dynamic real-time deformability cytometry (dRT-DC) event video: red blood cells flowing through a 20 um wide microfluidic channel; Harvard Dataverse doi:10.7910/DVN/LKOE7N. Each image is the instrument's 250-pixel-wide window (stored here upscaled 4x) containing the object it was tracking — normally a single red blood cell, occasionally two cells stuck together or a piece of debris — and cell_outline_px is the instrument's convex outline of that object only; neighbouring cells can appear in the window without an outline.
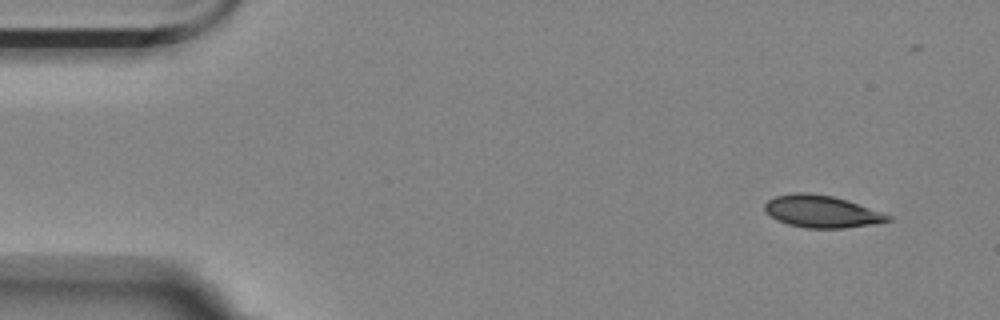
{"species": "Egyptian fruit bat (a non-hibernating species)", "species_latin": "Rousettus aegyptiacus", "temperature_condition": "room temperature", "stored_images_in_passage": 4, "camera_frame_rate_fps": 3000, "um_per_image_px": 0.085, "animal": {"sex": "female"}, "frame": {"image": 1, "passage_image": 1, "time_ms": 0.0, "image_size_px": [1000, 320], "cell_outline_px": [[892, 220], [876, 224], [844, 228], [804, 228], [788, 224], [776, 220], [764, 208], [764, 204], [768, 200], [776, 196], [796, 192], [808, 192], [832, 196], [848, 200], [892, 216]], "centroid_in_image_um": [69.86, 17.98], "position_along_channel_um": 15.1, "area_um2": 23.12}}
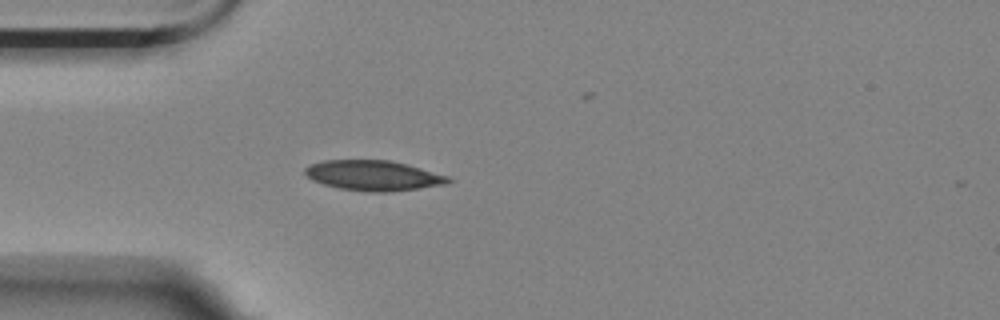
{"frame": {"image": 2, "passage_image": 4, "time_ms": 3.667, "image_size_px": [1000, 320], "cell_outline_px": [[452, 180], [444, 184], [420, 188], [392, 192], [368, 192], [340, 188], [324, 184], [312, 180], [304, 172], [304, 168], [308, 164], [324, 160], [388, 160], [404, 164], [448, 176]], "centroid_in_image_um": [31.68, 14.92], "position_along_channel_um": 53.3, "area_um2": 24.97}}